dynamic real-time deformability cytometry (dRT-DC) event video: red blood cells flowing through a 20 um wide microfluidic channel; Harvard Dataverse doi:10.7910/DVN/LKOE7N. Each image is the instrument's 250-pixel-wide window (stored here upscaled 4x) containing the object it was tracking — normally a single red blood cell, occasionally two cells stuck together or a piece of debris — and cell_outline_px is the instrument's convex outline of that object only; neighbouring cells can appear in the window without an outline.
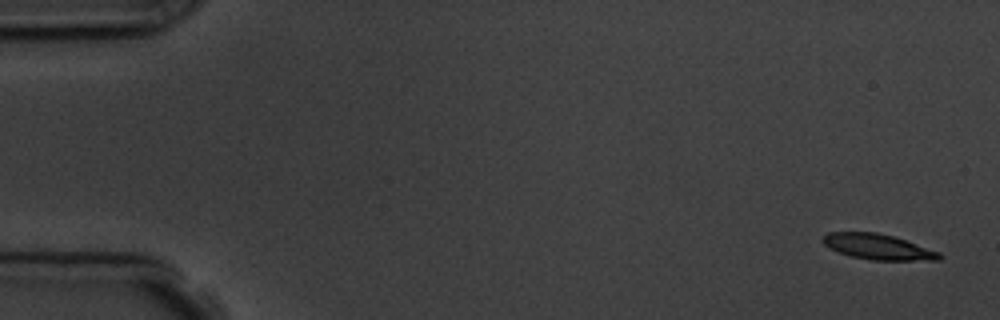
{"species": "common noctule bat (a hibernating species)", "species_latin": "Nyctalus noctula", "temperature_condition": "room temperature", "stored_images_in_passage": 4, "camera_frame_rate_fps": 3000, "um_per_image_px": 0.085, "animal": {"sex": "male", "body_mass_g": 19.5, "forearm_length_mm": 54.6}, "frame": {"image": 1, "passage_image": 1, "time_ms": 0.0, "image_size_px": [1000, 320], "cell_outline_px": [[944, 256], [940, 260], [868, 260], [852, 256], [840, 252], [824, 244], [820, 240], [828, 232], [876, 232], [892, 236], [940, 252]], "centroid_in_image_um": [74.64, 20.98], "position_along_channel_um": 10.4, "area_um2": 17.11}}
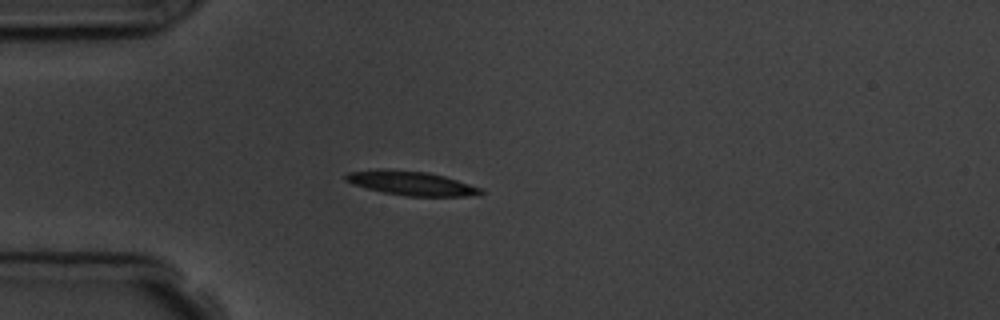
{"frame": {"image": 2, "passage_image": 4, "time_ms": 4.333, "image_size_px": [1000, 320], "cell_outline_px": [[484, 192], [468, 196], [408, 196], [384, 192], [352, 184], [344, 180], [344, 176], [348, 172], [384, 168], [388, 168], [428, 172], [444, 176], [480, 188]], "centroid_in_image_um": [34.89, 15.55], "position_along_channel_um": 50.1, "area_um2": 18.84}}